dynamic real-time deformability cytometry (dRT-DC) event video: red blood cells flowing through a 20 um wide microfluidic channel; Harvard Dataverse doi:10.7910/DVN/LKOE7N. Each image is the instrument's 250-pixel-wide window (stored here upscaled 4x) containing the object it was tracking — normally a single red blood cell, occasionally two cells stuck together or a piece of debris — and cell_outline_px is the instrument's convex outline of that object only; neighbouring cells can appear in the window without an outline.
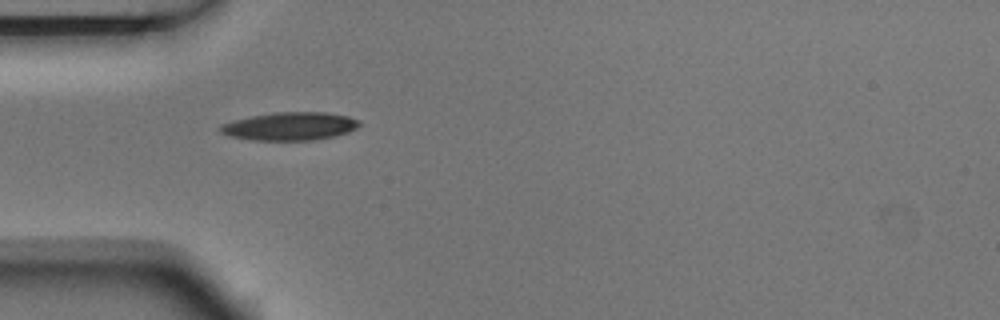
{"species": "Egyptian fruit bat (a non-hibernating species)", "species_latin": "Rousettus aegyptiacus", "temperature_condition": "room temperature", "stored_images_in_passage": 2, "camera_frame_rate_fps": 3000, "um_per_image_px": 0.085, "animal": {"sex": "male"}, "frame": {"image": 1, "passage_image": 1, "time_ms": 0.0, "image_size_px": [1000, 320], "cell_outline_px": [[360, 124], [356, 128], [348, 132], [332, 136], [312, 140], [252, 140], [228, 136], [220, 132], [216, 128], [220, 124], [252, 116], [276, 112], [324, 112], [348, 116], [360, 120]], "centroid_in_image_um": [24.61, 10.73], "position_along_channel_um": 60.4, "area_um2": 22.72}}
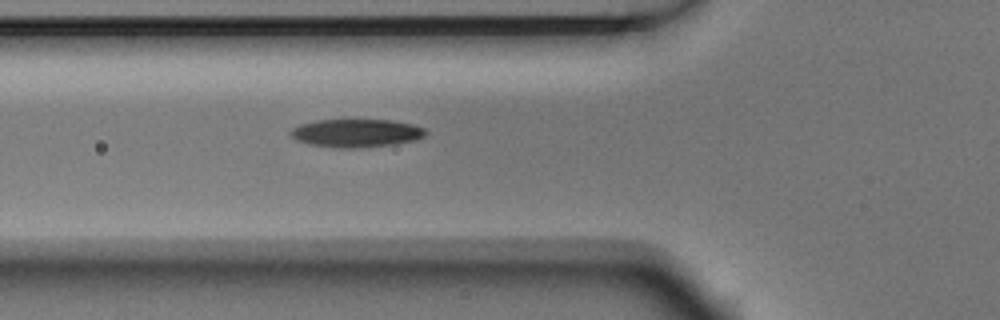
{"frame": {"image": 2, "passage_image": 2, "time_ms": 0.333, "image_size_px": [1000, 320], "cell_outline_px": [[428, 132], [424, 136], [416, 140], [388, 144], [356, 148], [340, 148], [308, 144], [296, 140], [288, 132], [292, 128], [300, 124], [316, 120], [392, 120], [412, 124], [424, 128]], "centroid_in_image_um": [30.25, 11.3], "position_along_channel_um": 95.5, "area_um2": 22.02}}